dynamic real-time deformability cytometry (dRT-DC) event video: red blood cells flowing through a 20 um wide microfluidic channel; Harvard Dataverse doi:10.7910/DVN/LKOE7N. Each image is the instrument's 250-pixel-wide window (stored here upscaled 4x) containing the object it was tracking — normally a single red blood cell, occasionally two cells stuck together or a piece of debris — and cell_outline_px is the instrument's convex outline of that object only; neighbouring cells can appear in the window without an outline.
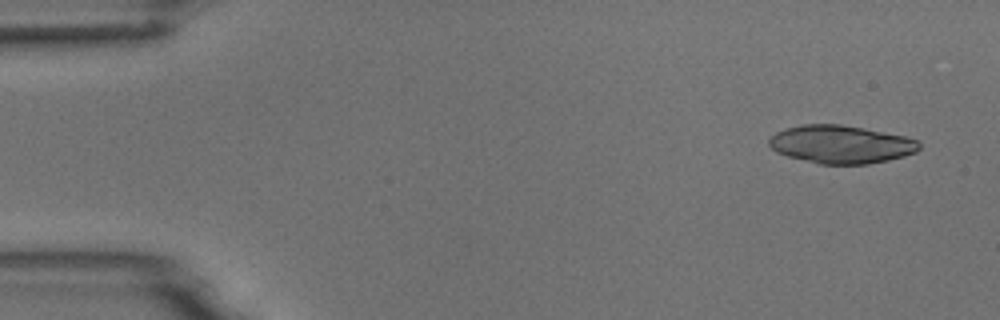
{"species": "common noctule bat (a hibernating species)", "species_latin": "Nyctalus noctula", "temperature_condition": "room temperature", "stored_images_in_passage": 14, "camera_frame_rate_fps": 3000, "um_per_image_px": 0.085, "animal": {"sex": "male", "body_mass_g": 18.8}, "frame": {"image": 1, "passage_image": 1, "time_ms": 0.0, "image_size_px": [1000, 320], "cell_outline_px": [[920, 148], [916, 152], [904, 156], [888, 160], [868, 164], [820, 164], [788, 156], [776, 152], [768, 144], [768, 140], [776, 132], [784, 128], [800, 124], [840, 124], [904, 136], [920, 140]], "centroid_in_image_um": [71.47, 12.27], "position_along_channel_um": 13.5, "area_um2": 33.29}}
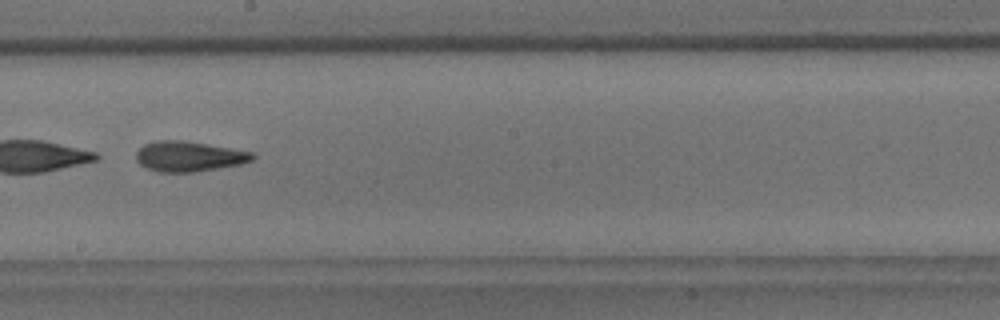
{"frame": {"image": 2, "passage_image": 8, "time_ms": 9.0, "image_size_px": [1000, 320], "cell_outline_px": [[256, 156], [252, 160], [240, 164], [196, 172], [160, 172], [148, 168], [140, 164], [136, 160], [136, 152], [144, 144], [156, 140], [184, 140], [208, 144], [252, 152]], "centroid_in_image_um": [16.04, 13.29], "position_along_channel_um": 232.2, "area_um2": 20.46}}
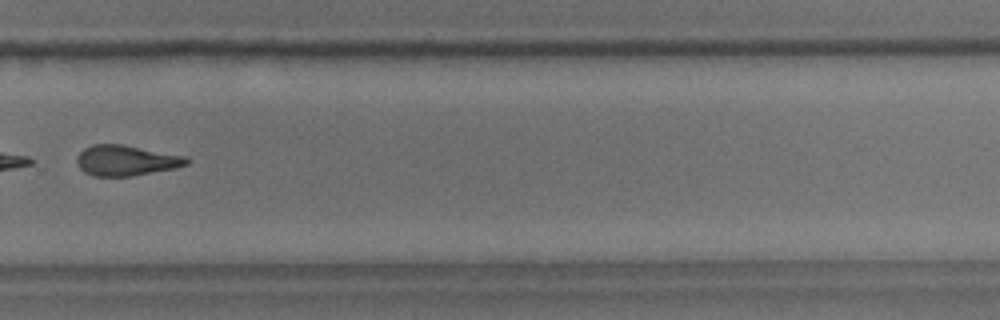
{"frame": {"image": 3, "passage_image": 10, "time_ms": 11.333, "image_size_px": [1000, 320], "cell_outline_px": [[188, 164], [176, 168], [132, 176], [92, 176], [84, 172], [76, 164], [76, 156], [84, 148], [92, 144], [120, 144], [188, 156]], "centroid_in_image_um": [10.7, 13.64], "position_along_channel_um": 319.1, "area_um2": 19.65}, "authors_computed_cell_mechanics": {"area_um2": 27.3394, "velocity_mm_per_s": 3.7457, "shape_relaxation_time_tau1_ms": null, "shape_relaxation_time_tau2_ms": 1.4526, "deformation_change_tau1": null, "deformation_change_tau2": 0.0977}}